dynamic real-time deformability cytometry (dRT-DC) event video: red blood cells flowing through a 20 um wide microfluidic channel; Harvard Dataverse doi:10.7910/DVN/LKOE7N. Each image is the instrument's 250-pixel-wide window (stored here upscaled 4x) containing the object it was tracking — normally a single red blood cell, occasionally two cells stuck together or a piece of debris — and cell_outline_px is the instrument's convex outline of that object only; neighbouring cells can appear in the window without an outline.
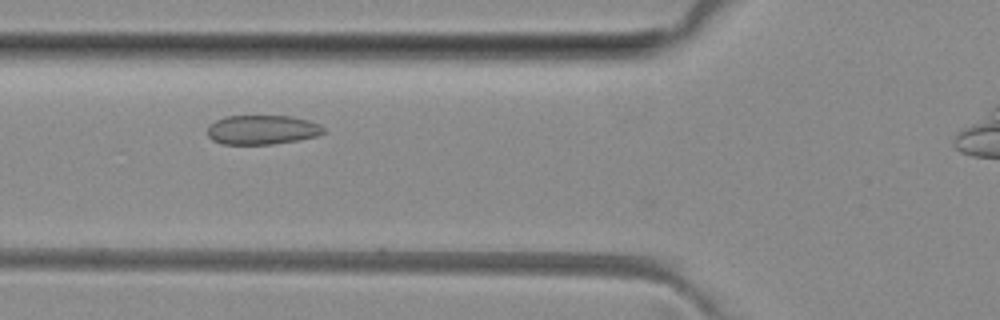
{"species": "common noctule bat (a hibernating species)", "species_latin": "Nyctalus noctula", "temperature_condition": "room temperature", "stored_images_in_passage": 10, "camera_frame_rate_fps": 3000, "um_per_image_px": 0.085, "animal": {"sex": "female", "body_mass_g": 29.2, "forearm_length_mm": 56.3}, "frame": {"image": 1, "passage_image": 5, "time_ms": 31.0, "image_size_px": [1000, 320], "cell_outline_px": [[324, 132], [316, 136], [300, 140], [272, 144], [220, 144], [212, 140], [208, 136], [208, 124], [216, 120], [228, 116], [292, 116], [308, 120], [320, 124], [324, 128]], "centroid_in_image_um": [22.28, 11.03], "position_along_channel_um": 103.5, "area_um2": 19.94}}
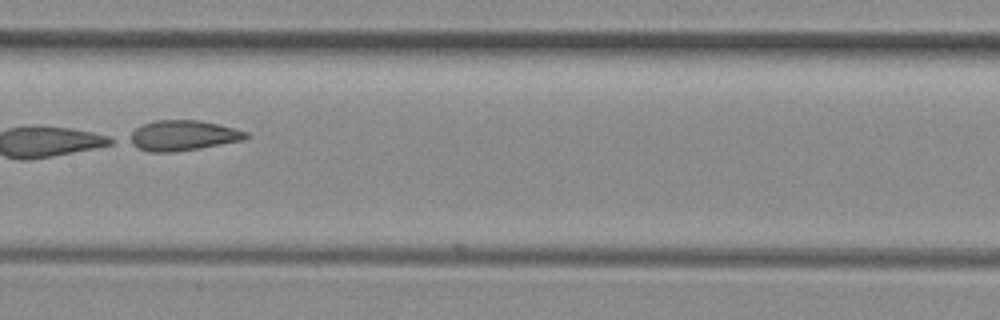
{"frame": {"image": 2, "passage_image": 9, "time_ms": 35.667, "image_size_px": [1000, 320], "cell_outline_px": [[248, 136], [244, 140], [200, 148], [176, 152], [148, 152], [124, 140], [136, 128], [152, 120], [200, 120], [236, 128], [248, 132]], "centroid_in_image_um": [15.52, 11.52], "position_along_channel_um": 191.9, "area_um2": 20.75}}
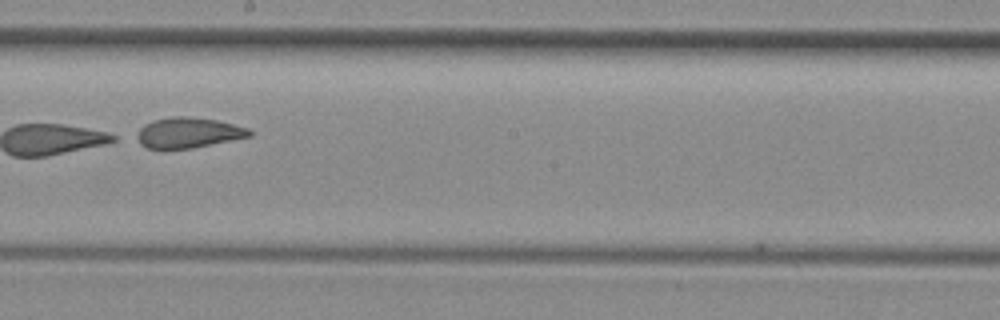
{"frame": {"image": 3, "passage_image": 10, "time_ms": 36.667, "image_size_px": [1000, 320], "cell_outline_px": [[252, 136], [192, 148], [164, 152], [144, 148], [132, 136], [144, 124], [156, 120], [172, 116], [184, 116], [216, 120], [248, 128], [252, 132]], "centroid_in_image_um": [15.89, 11.33], "position_along_channel_um": 232.3, "area_um2": 20.63}}